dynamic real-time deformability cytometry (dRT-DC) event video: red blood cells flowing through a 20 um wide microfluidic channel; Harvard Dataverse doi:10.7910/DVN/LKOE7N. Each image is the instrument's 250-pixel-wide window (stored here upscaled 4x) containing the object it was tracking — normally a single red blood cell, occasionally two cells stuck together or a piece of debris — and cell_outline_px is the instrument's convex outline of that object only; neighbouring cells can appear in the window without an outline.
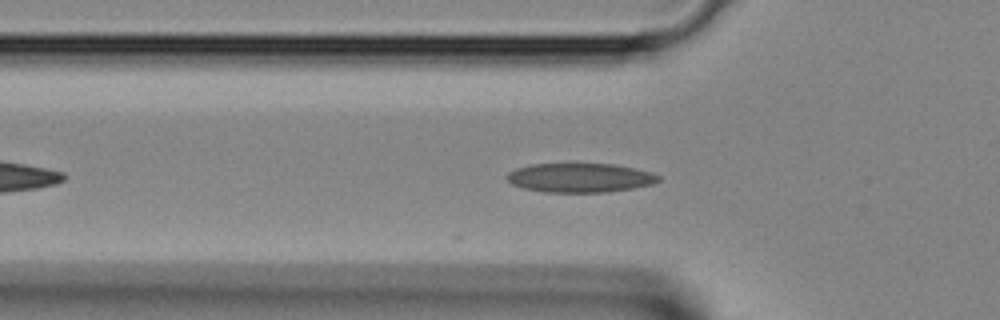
{"species": "Egyptian fruit bat (a non-hibernating species)", "species_latin": "Rousettus aegyptiacus", "temperature_condition": "room temperature", "stored_images_in_passage": 32, "camera_frame_rate_fps": 3000, "um_per_image_px": 0.085, "animal": {"sex": "female"}, "frame": {"image": 1, "passage_image": 7, "time_ms": 2.0, "image_size_px": [1000, 320], "cell_outline_px": [[660, 180], [652, 184], [632, 188], [604, 192], [548, 192], [524, 188], [512, 184], [504, 176], [508, 172], [516, 168], [532, 164], [568, 160], [576, 160], [612, 164], [652, 172], [660, 176]], "centroid_in_image_um": [49.25, 15.04], "position_along_channel_um": 76.6, "area_um2": 26.82}}
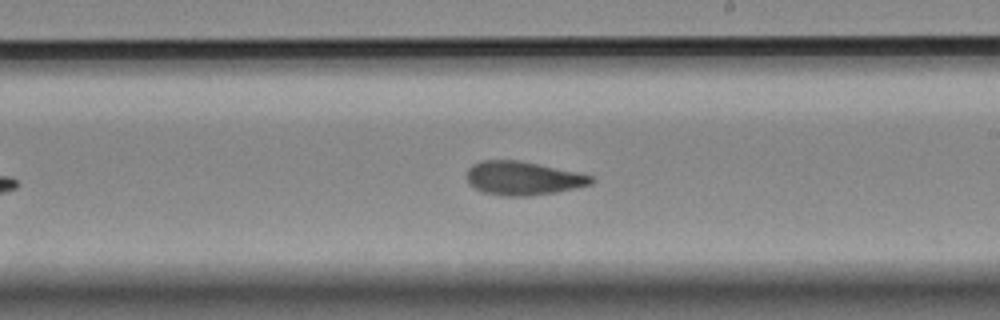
{"frame": {"image": 2, "passage_image": 17, "time_ms": 5.333, "image_size_px": [1000, 320], "cell_outline_px": [[596, 180], [592, 184], [556, 192], [528, 196], [508, 196], [484, 192], [476, 188], [468, 180], [468, 168], [472, 164], [480, 160], [520, 160], [576, 172], [592, 176]], "centroid_in_image_um": [44.47, 15.14], "position_along_channel_um": 244.5, "area_um2": 24.16}}
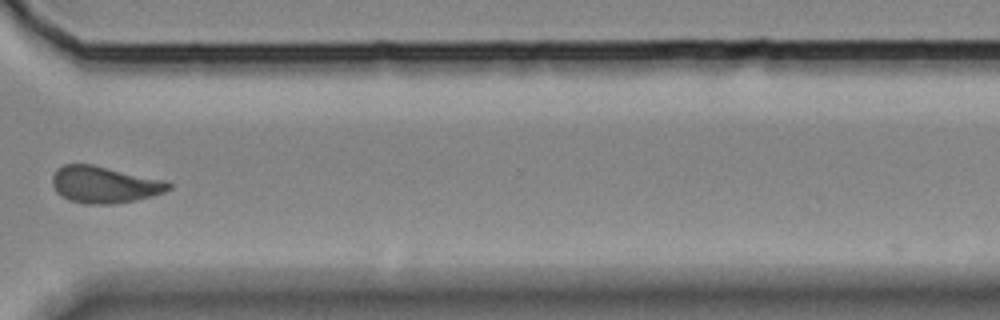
{"frame": {"image": 3, "passage_image": 24, "time_ms": 7.667, "image_size_px": [1000, 320], "cell_outline_px": [[172, 188], [164, 192], [136, 200], [112, 204], [84, 204], [68, 200], [56, 192], [52, 184], [52, 176], [56, 168], [64, 164], [92, 164], [164, 180], [172, 184]], "centroid_in_image_um": [8.84, 15.69], "position_along_channel_um": 361.8, "area_um2": 24.97}}